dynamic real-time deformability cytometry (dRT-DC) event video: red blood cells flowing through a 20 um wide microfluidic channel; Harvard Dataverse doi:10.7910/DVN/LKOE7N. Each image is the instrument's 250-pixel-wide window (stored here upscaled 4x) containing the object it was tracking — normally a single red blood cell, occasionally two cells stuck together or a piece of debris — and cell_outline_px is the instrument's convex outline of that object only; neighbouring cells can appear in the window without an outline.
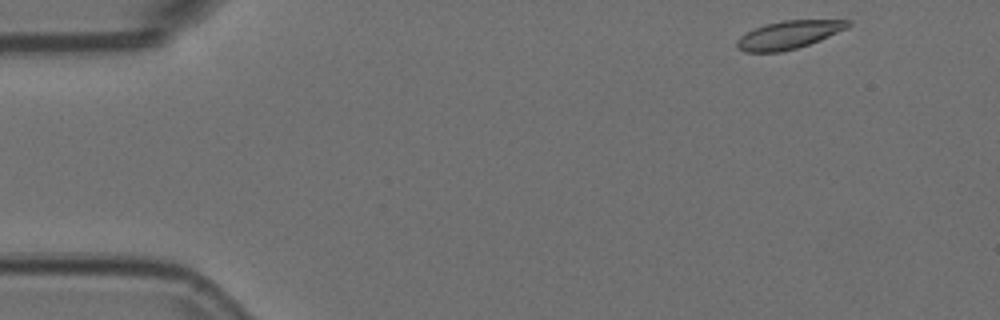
{"species": "Egyptian fruit bat (a non-hibernating species)", "species_latin": "Rousettus aegyptiacus", "temperature_condition": "room temperature", "stored_images_in_passage": 25, "camera_frame_rate_fps": 3000, "um_per_image_px": 0.085, "animal": {"sex": "female"}, "frame": {"image": 1, "passage_image": 1, "time_ms": 0.0, "image_size_px": [1000, 320], "cell_outline_px": [[852, 24], [848, 28], [820, 40], [796, 48], [780, 52], [744, 52], [736, 48], [736, 40], [740, 36], [764, 24], [784, 20], [852, 20]], "centroid_in_image_um": [67.04, 2.96], "position_along_channel_um": 18.0, "area_um2": 18.15}}
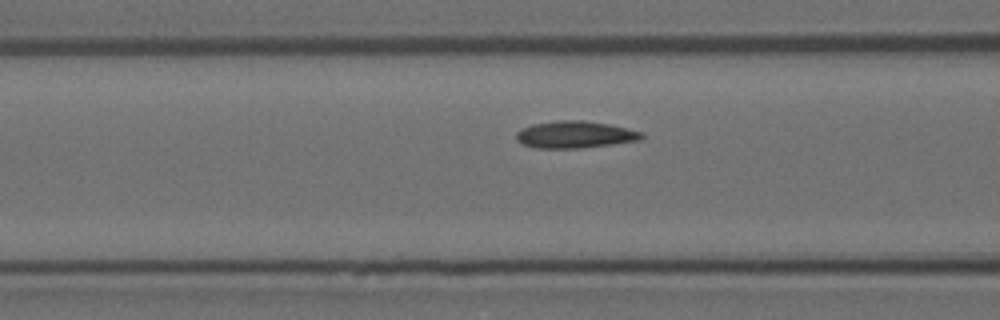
{"frame": {"image": 2, "passage_image": 17, "time_ms": 5.333, "image_size_px": [1000, 320], "cell_outline_px": [[644, 136], [640, 140], [612, 144], [580, 148], [536, 148], [524, 144], [516, 140], [516, 132], [532, 124], [556, 120], [584, 120], [608, 124], [644, 132]], "centroid_in_image_um": [48.88, 11.43], "position_along_channel_um": 117.7, "area_um2": 19.71}}
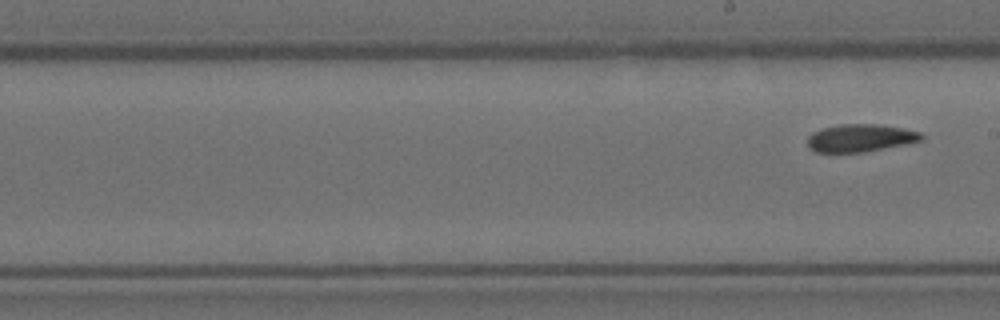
{"frame": {"image": 3, "passage_image": 25, "time_ms": 8.0, "image_size_px": [1000, 320], "cell_outline_px": [[924, 140], [864, 152], [816, 152], [808, 148], [808, 136], [812, 132], [820, 128], [836, 124], [880, 124], [904, 128], [920, 132], [924, 136]], "centroid_in_image_um": [73.11, 11.71], "position_along_channel_um": 215.9, "area_um2": 18.55}}